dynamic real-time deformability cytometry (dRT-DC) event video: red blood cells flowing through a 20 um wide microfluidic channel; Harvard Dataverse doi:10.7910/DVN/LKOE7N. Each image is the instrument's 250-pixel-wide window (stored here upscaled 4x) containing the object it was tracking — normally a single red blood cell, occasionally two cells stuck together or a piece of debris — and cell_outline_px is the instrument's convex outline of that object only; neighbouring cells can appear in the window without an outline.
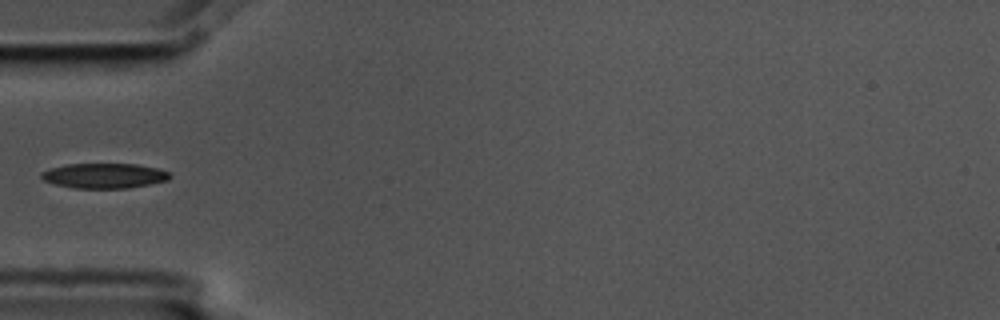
{"species": "common noctule bat (a hibernating species)", "species_latin": "Nyctalus noctula", "temperature_condition": "cold", "stored_images_in_passage": 7, "segment_of_instrument_passage": [2, 2], "camera_frame_rate_fps": 3000, "um_per_image_px": 0.085, "animal": {"sex": "male", "body_mass_g": 17.5, "forearm_length_mm": 52.3}, "frame": {"image": 1, "passage_image": 6, "time_ms": 1.667, "image_size_px": [1000, 320], "cell_outline_px": [[172, 176], [168, 180], [128, 188], [72, 188], [56, 184], [44, 180], [40, 176], [40, 172], [52, 168], [68, 164], [136, 164], [156, 168], [168, 172]], "centroid_in_image_um": [8.85, 14.94], "position_along_channel_um": 76.1, "area_um2": 18.55}}